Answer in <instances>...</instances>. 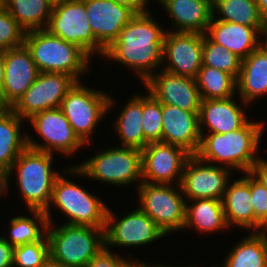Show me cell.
Wrapping results in <instances>:
<instances>
[{"label": "cell", "instance_id": "6da1fadb", "mask_svg": "<svg viewBox=\"0 0 267 267\" xmlns=\"http://www.w3.org/2000/svg\"><path fill=\"white\" fill-rule=\"evenodd\" d=\"M151 16L149 11L136 13L103 55L135 69L143 83L155 73L154 69L165 64L163 41L166 31Z\"/></svg>", "mask_w": 267, "mask_h": 267}, {"label": "cell", "instance_id": "7a4b0ae2", "mask_svg": "<svg viewBox=\"0 0 267 267\" xmlns=\"http://www.w3.org/2000/svg\"><path fill=\"white\" fill-rule=\"evenodd\" d=\"M263 131L261 122L248 121L242 128L227 133L204 135L203 132L195 155L206 163L222 162L232 171L250 172L260 159L256 154Z\"/></svg>", "mask_w": 267, "mask_h": 267}, {"label": "cell", "instance_id": "3957f363", "mask_svg": "<svg viewBox=\"0 0 267 267\" xmlns=\"http://www.w3.org/2000/svg\"><path fill=\"white\" fill-rule=\"evenodd\" d=\"M24 45L39 72L68 74L79 82L81 74L89 71L91 57L78 45L52 35L47 29L27 31Z\"/></svg>", "mask_w": 267, "mask_h": 267}, {"label": "cell", "instance_id": "277c9868", "mask_svg": "<svg viewBox=\"0 0 267 267\" xmlns=\"http://www.w3.org/2000/svg\"><path fill=\"white\" fill-rule=\"evenodd\" d=\"M52 158L51 153L27 147L9 170V178L13 170H17L18 186L27 208L44 211L48 223L52 222L49 206L53 187L60 176L52 170Z\"/></svg>", "mask_w": 267, "mask_h": 267}, {"label": "cell", "instance_id": "5b68a950", "mask_svg": "<svg viewBox=\"0 0 267 267\" xmlns=\"http://www.w3.org/2000/svg\"><path fill=\"white\" fill-rule=\"evenodd\" d=\"M48 223L46 236L50 258L66 267H86L105 247L104 228L64 223L52 228Z\"/></svg>", "mask_w": 267, "mask_h": 267}, {"label": "cell", "instance_id": "8992f818", "mask_svg": "<svg viewBox=\"0 0 267 267\" xmlns=\"http://www.w3.org/2000/svg\"><path fill=\"white\" fill-rule=\"evenodd\" d=\"M66 171L112 185L127 186L137 180L142 182V152L137 148L118 145L100 151L84 163Z\"/></svg>", "mask_w": 267, "mask_h": 267}, {"label": "cell", "instance_id": "52a82bcc", "mask_svg": "<svg viewBox=\"0 0 267 267\" xmlns=\"http://www.w3.org/2000/svg\"><path fill=\"white\" fill-rule=\"evenodd\" d=\"M141 182L138 186L139 208L165 233L184 229L187 201L181 185ZM179 191L181 194H179ZM183 194V195H182Z\"/></svg>", "mask_w": 267, "mask_h": 267}, {"label": "cell", "instance_id": "ba28073f", "mask_svg": "<svg viewBox=\"0 0 267 267\" xmlns=\"http://www.w3.org/2000/svg\"><path fill=\"white\" fill-rule=\"evenodd\" d=\"M51 203L68 216L66 224L105 228V202L61 175L55 181Z\"/></svg>", "mask_w": 267, "mask_h": 267}, {"label": "cell", "instance_id": "9c48e42d", "mask_svg": "<svg viewBox=\"0 0 267 267\" xmlns=\"http://www.w3.org/2000/svg\"><path fill=\"white\" fill-rule=\"evenodd\" d=\"M76 82L67 92L60 108L79 139L90 144L89 137L103 115L114 105L113 98L105 92L91 90Z\"/></svg>", "mask_w": 267, "mask_h": 267}, {"label": "cell", "instance_id": "30bf717a", "mask_svg": "<svg viewBox=\"0 0 267 267\" xmlns=\"http://www.w3.org/2000/svg\"><path fill=\"white\" fill-rule=\"evenodd\" d=\"M85 0H55L47 30L55 36L78 45L90 57L101 56L106 49L96 40L88 23Z\"/></svg>", "mask_w": 267, "mask_h": 267}, {"label": "cell", "instance_id": "8fae6325", "mask_svg": "<svg viewBox=\"0 0 267 267\" xmlns=\"http://www.w3.org/2000/svg\"><path fill=\"white\" fill-rule=\"evenodd\" d=\"M27 121H31L37 134L45 141L40 144L28 135L27 146L31 149L51 154L58 151L70 156L85 145L73 131L60 107L39 112Z\"/></svg>", "mask_w": 267, "mask_h": 267}, {"label": "cell", "instance_id": "7c38bea8", "mask_svg": "<svg viewBox=\"0 0 267 267\" xmlns=\"http://www.w3.org/2000/svg\"><path fill=\"white\" fill-rule=\"evenodd\" d=\"M77 81L68 74L40 72L37 79L11 109L22 119L58 108Z\"/></svg>", "mask_w": 267, "mask_h": 267}, {"label": "cell", "instance_id": "4fadbf2b", "mask_svg": "<svg viewBox=\"0 0 267 267\" xmlns=\"http://www.w3.org/2000/svg\"><path fill=\"white\" fill-rule=\"evenodd\" d=\"M207 164V165H206ZM219 164H209L191 155L183 169L181 188L184 198L222 200L227 184L230 181V168Z\"/></svg>", "mask_w": 267, "mask_h": 267}, {"label": "cell", "instance_id": "5bb4252c", "mask_svg": "<svg viewBox=\"0 0 267 267\" xmlns=\"http://www.w3.org/2000/svg\"><path fill=\"white\" fill-rule=\"evenodd\" d=\"M142 152V182L181 184L183 169L191 156L184 148L164 142L149 143Z\"/></svg>", "mask_w": 267, "mask_h": 267}, {"label": "cell", "instance_id": "9a60e30c", "mask_svg": "<svg viewBox=\"0 0 267 267\" xmlns=\"http://www.w3.org/2000/svg\"><path fill=\"white\" fill-rule=\"evenodd\" d=\"M114 216L108 208L104 228L105 246L148 245L165 236L157 224L139 207L118 221Z\"/></svg>", "mask_w": 267, "mask_h": 267}, {"label": "cell", "instance_id": "2e32d148", "mask_svg": "<svg viewBox=\"0 0 267 267\" xmlns=\"http://www.w3.org/2000/svg\"><path fill=\"white\" fill-rule=\"evenodd\" d=\"M162 105H172L190 112H199L202 98L196 78L176 75L165 70L155 72L144 83Z\"/></svg>", "mask_w": 267, "mask_h": 267}, {"label": "cell", "instance_id": "e0dca14e", "mask_svg": "<svg viewBox=\"0 0 267 267\" xmlns=\"http://www.w3.org/2000/svg\"><path fill=\"white\" fill-rule=\"evenodd\" d=\"M204 34L166 31L163 41V60L169 59L165 71L196 78L203 65Z\"/></svg>", "mask_w": 267, "mask_h": 267}, {"label": "cell", "instance_id": "ac0fdd59", "mask_svg": "<svg viewBox=\"0 0 267 267\" xmlns=\"http://www.w3.org/2000/svg\"><path fill=\"white\" fill-rule=\"evenodd\" d=\"M4 82L0 102L11 108L30 88L39 70L25 45L5 51Z\"/></svg>", "mask_w": 267, "mask_h": 267}, {"label": "cell", "instance_id": "d6986e66", "mask_svg": "<svg viewBox=\"0 0 267 267\" xmlns=\"http://www.w3.org/2000/svg\"><path fill=\"white\" fill-rule=\"evenodd\" d=\"M85 9L91 31L105 49L118 38L122 28L136 14L113 0H85Z\"/></svg>", "mask_w": 267, "mask_h": 267}, {"label": "cell", "instance_id": "ffe728a7", "mask_svg": "<svg viewBox=\"0 0 267 267\" xmlns=\"http://www.w3.org/2000/svg\"><path fill=\"white\" fill-rule=\"evenodd\" d=\"M198 113L162 105V142L180 146L195 155L201 142Z\"/></svg>", "mask_w": 267, "mask_h": 267}, {"label": "cell", "instance_id": "44dd1931", "mask_svg": "<svg viewBox=\"0 0 267 267\" xmlns=\"http://www.w3.org/2000/svg\"><path fill=\"white\" fill-rule=\"evenodd\" d=\"M199 130L202 134L204 124L212 133H227L242 128L249 120L243 108L233 97L225 99L202 100L198 113Z\"/></svg>", "mask_w": 267, "mask_h": 267}, {"label": "cell", "instance_id": "7402d4cb", "mask_svg": "<svg viewBox=\"0 0 267 267\" xmlns=\"http://www.w3.org/2000/svg\"><path fill=\"white\" fill-rule=\"evenodd\" d=\"M174 21V32L206 34L213 17L212 0H156ZM177 26V27H176Z\"/></svg>", "mask_w": 267, "mask_h": 267}, {"label": "cell", "instance_id": "603a6c76", "mask_svg": "<svg viewBox=\"0 0 267 267\" xmlns=\"http://www.w3.org/2000/svg\"><path fill=\"white\" fill-rule=\"evenodd\" d=\"M208 33V34H207ZM206 35L241 60L258 48L259 32L254 27L216 20L212 17Z\"/></svg>", "mask_w": 267, "mask_h": 267}, {"label": "cell", "instance_id": "cb8c5ba5", "mask_svg": "<svg viewBox=\"0 0 267 267\" xmlns=\"http://www.w3.org/2000/svg\"><path fill=\"white\" fill-rule=\"evenodd\" d=\"M227 188L222 198L224 215L228 227L230 225L254 230V210L251 205L250 172ZM236 224V225H235Z\"/></svg>", "mask_w": 267, "mask_h": 267}, {"label": "cell", "instance_id": "d4e9b609", "mask_svg": "<svg viewBox=\"0 0 267 267\" xmlns=\"http://www.w3.org/2000/svg\"><path fill=\"white\" fill-rule=\"evenodd\" d=\"M236 82L244 105L264 96L267 93V54L257 48L241 60Z\"/></svg>", "mask_w": 267, "mask_h": 267}, {"label": "cell", "instance_id": "484cf974", "mask_svg": "<svg viewBox=\"0 0 267 267\" xmlns=\"http://www.w3.org/2000/svg\"><path fill=\"white\" fill-rule=\"evenodd\" d=\"M23 121L11 108L0 112V165L8 170L28 147L27 134L20 132Z\"/></svg>", "mask_w": 267, "mask_h": 267}, {"label": "cell", "instance_id": "4316f807", "mask_svg": "<svg viewBox=\"0 0 267 267\" xmlns=\"http://www.w3.org/2000/svg\"><path fill=\"white\" fill-rule=\"evenodd\" d=\"M118 114L115 121V130L121 138V144L125 147L137 149L145 148L143 132V95H135Z\"/></svg>", "mask_w": 267, "mask_h": 267}, {"label": "cell", "instance_id": "83f0119b", "mask_svg": "<svg viewBox=\"0 0 267 267\" xmlns=\"http://www.w3.org/2000/svg\"><path fill=\"white\" fill-rule=\"evenodd\" d=\"M193 204L186 205L185 228L194 226L200 232H215L229 228L222 205V200L217 199H195L189 200Z\"/></svg>", "mask_w": 267, "mask_h": 267}, {"label": "cell", "instance_id": "f1b7e54d", "mask_svg": "<svg viewBox=\"0 0 267 267\" xmlns=\"http://www.w3.org/2000/svg\"><path fill=\"white\" fill-rule=\"evenodd\" d=\"M54 1L55 0H4V8L27 32L47 28Z\"/></svg>", "mask_w": 267, "mask_h": 267}, {"label": "cell", "instance_id": "f546056e", "mask_svg": "<svg viewBox=\"0 0 267 267\" xmlns=\"http://www.w3.org/2000/svg\"><path fill=\"white\" fill-rule=\"evenodd\" d=\"M224 262L222 267H267V234L252 232L235 245Z\"/></svg>", "mask_w": 267, "mask_h": 267}, {"label": "cell", "instance_id": "4dcf8cb0", "mask_svg": "<svg viewBox=\"0 0 267 267\" xmlns=\"http://www.w3.org/2000/svg\"><path fill=\"white\" fill-rule=\"evenodd\" d=\"M212 11L216 20L254 27L258 32L266 22L255 0H212ZM216 12L221 14L218 19Z\"/></svg>", "mask_w": 267, "mask_h": 267}, {"label": "cell", "instance_id": "1f68e13d", "mask_svg": "<svg viewBox=\"0 0 267 267\" xmlns=\"http://www.w3.org/2000/svg\"><path fill=\"white\" fill-rule=\"evenodd\" d=\"M196 81L202 100L225 99L236 94V79L216 68L202 66Z\"/></svg>", "mask_w": 267, "mask_h": 267}, {"label": "cell", "instance_id": "d6a6232c", "mask_svg": "<svg viewBox=\"0 0 267 267\" xmlns=\"http://www.w3.org/2000/svg\"><path fill=\"white\" fill-rule=\"evenodd\" d=\"M29 211L32 215H34V218L36 217V220L34 218L31 219L26 216H16L10 221V236L8 237L9 239L5 238V240L13 248L24 244L40 241L46 235L48 220L44 211Z\"/></svg>", "mask_w": 267, "mask_h": 267}, {"label": "cell", "instance_id": "836d02e7", "mask_svg": "<svg viewBox=\"0 0 267 267\" xmlns=\"http://www.w3.org/2000/svg\"><path fill=\"white\" fill-rule=\"evenodd\" d=\"M202 61V66L224 71L236 80L239 76L241 59L222 45L214 43L206 34H204L202 47Z\"/></svg>", "mask_w": 267, "mask_h": 267}, {"label": "cell", "instance_id": "e575fe53", "mask_svg": "<svg viewBox=\"0 0 267 267\" xmlns=\"http://www.w3.org/2000/svg\"><path fill=\"white\" fill-rule=\"evenodd\" d=\"M143 132L145 147L149 143L162 142L163 117L162 104L150 93L143 95Z\"/></svg>", "mask_w": 267, "mask_h": 267}, {"label": "cell", "instance_id": "d590c367", "mask_svg": "<svg viewBox=\"0 0 267 267\" xmlns=\"http://www.w3.org/2000/svg\"><path fill=\"white\" fill-rule=\"evenodd\" d=\"M50 258L47 236L40 241L13 248V267H40Z\"/></svg>", "mask_w": 267, "mask_h": 267}, {"label": "cell", "instance_id": "8d00e7d4", "mask_svg": "<svg viewBox=\"0 0 267 267\" xmlns=\"http://www.w3.org/2000/svg\"><path fill=\"white\" fill-rule=\"evenodd\" d=\"M25 33L15 18L3 8L0 11V49L6 51L24 45Z\"/></svg>", "mask_w": 267, "mask_h": 267}, {"label": "cell", "instance_id": "74e56055", "mask_svg": "<svg viewBox=\"0 0 267 267\" xmlns=\"http://www.w3.org/2000/svg\"><path fill=\"white\" fill-rule=\"evenodd\" d=\"M250 194L254 210V230H256L253 232H263L267 226V190L251 173Z\"/></svg>", "mask_w": 267, "mask_h": 267}, {"label": "cell", "instance_id": "f35d334b", "mask_svg": "<svg viewBox=\"0 0 267 267\" xmlns=\"http://www.w3.org/2000/svg\"><path fill=\"white\" fill-rule=\"evenodd\" d=\"M109 248L105 246L101 249L86 265V267H127L132 261V259L126 260L119 255H114L113 252L108 250Z\"/></svg>", "mask_w": 267, "mask_h": 267}, {"label": "cell", "instance_id": "ab89813d", "mask_svg": "<svg viewBox=\"0 0 267 267\" xmlns=\"http://www.w3.org/2000/svg\"><path fill=\"white\" fill-rule=\"evenodd\" d=\"M0 267H13V247L0 237Z\"/></svg>", "mask_w": 267, "mask_h": 267}, {"label": "cell", "instance_id": "60d3db41", "mask_svg": "<svg viewBox=\"0 0 267 267\" xmlns=\"http://www.w3.org/2000/svg\"><path fill=\"white\" fill-rule=\"evenodd\" d=\"M250 173L265 187L267 190V161L260 158L250 170Z\"/></svg>", "mask_w": 267, "mask_h": 267}, {"label": "cell", "instance_id": "b9f144b4", "mask_svg": "<svg viewBox=\"0 0 267 267\" xmlns=\"http://www.w3.org/2000/svg\"><path fill=\"white\" fill-rule=\"evenodd\" d=\"M113 1L117 4L129 7L135 13H142L149 11L146 8L147 2H149L148 0H113Z\"/></svg>", "mask_w": 267, "mask_h": 267}, {"label": "cell", "instance_id": "7bdbcfd3", "mask_svg": "<svg viewBox=\"0 0 267 267\" xmlns=\"http://www.w3.org/2000/svg\"><path fill=\"white\" fill-rule=\"evenodd\" d=\"M9 170L0 165V196L8 189Z\"/></svg>", "mask_w": 267, "mask_h": 267}, {"label": "cell", "instance_id": "ee69618b", "mask_svg": "<svg viewBox=\"0 0 267 267\" xmlns=\"http://www.w3.org/2000/svg\"><path fill=\"white\" fill-rule=\"evenodd\" d=\"M259 34L260 35H258V37L262 35L266 40H259L258 48H260L264 53L267 54V21L265 22L264 27L259 31Z\"/></svg>", "mask_w": 267, "mask_h": 267}, {"label": "cell", "instance_id": "f6af8a7d", "mask_svg": "<svg viewBox=\"0 0 267 267\" xmlns=\"http://www.w3.org/2000/svg\"><path fill=\"white\" fill-rule=\"evenodd\" d=\"M5 51L0 49V95L2 93L4 82V67H5Z\"/></svg>", "mask_w": 267, "mask_h": 267}, {"label": "cell", "instance_id": "bcb514c9", "mask_svg": "<svg viewBox=\"0 0 267 267\" xmlns=\"http://www.w3.org/2000/svg\"><path fill=\"white\" fill-rule=\"evenodd\" d=\"M257 3V6L259 8V11L261 15L266 19L267 21V0H255Z\"/></svg>", "mask_w": 267, "mask_h": 267}, {"label": "cell", "instance_id": "7dc6e473", "mask_svg": "<svg viewBox=\"0 0 267 267\" xmlns=\"http://www.w3.org/2000/svg\"><path fill=\"white\" fill-rule=\"evenodd\" d=\"M40 267H66V266L49 258Z\"/></svg>", "mask_w": 267, "mask_h": 267}, {"label": "cell", "instance_id": "c3c4849f", "mask_svg": "<svg viewBox=\"0 0 267 267\" xmlns=\"http://www.w3.org/2000/svg\"><path fill=\"white\" fill-rule=\"evenodd\" d=\"M127 267H145V263L132 261Z\"/></svg>", "mask_w": 267, "mask_h": 267}, {"label": "cell", "instance_id": "681fc988", "mask_svg": "<svg viewBox=\"0 0 267 267\" xmlns=\"http://www.w3.org/2000/svg\"><path fill=\"white\" fill-rule=\"evenodd\" d=\"M145 267H167V266H164V265H163V266H162V265H160V266H159V265H156V266H155V265H152V266L149 265V266H148L147 263H145ZM168 267H169V266H168Z\"/></svg>", "mask_w": 267, "mask_h": 267}, {"label": "cell", "instance_id": "f907efd6", "mask_svg": "<svg viewBox=\"0 0 267 267\" xmlns=\"http://www.w3.org/2000/svg\"><path fill=\"white\" fill-rule=\"evenodd\" d=\"M4 8V0H0V11Z\"/></svg>", "mask_w": 267, "mask_h": 267}, {"label": "cell", "instance_id": "816d5d0a", "mask_svg": "<svg viewBox=\"0 0 267 267\" xmlns=\"http://www.w3.org/2000/svg\"><path fill=\"white\" fill-rule=\"evenodd\" d=\"M5 107L1 104L0 102V112L4 109Z\"/></svg>", "mask_w": 267, "mask_h": 267}, {"label": "cell", "instance_id": "f5cc1de1", "mask_svg": "<svg viewBox=\"0 0 267 267\" xmlns=\"http://www.w3.org/2000/svg\"><path fill=\"white\" fill-rule=\"evenodd\" d=\"M264 232L267 233V226L264 228Z\"/></svg>", "mask_w": 267, "mask_h": 267}]
</instances>
